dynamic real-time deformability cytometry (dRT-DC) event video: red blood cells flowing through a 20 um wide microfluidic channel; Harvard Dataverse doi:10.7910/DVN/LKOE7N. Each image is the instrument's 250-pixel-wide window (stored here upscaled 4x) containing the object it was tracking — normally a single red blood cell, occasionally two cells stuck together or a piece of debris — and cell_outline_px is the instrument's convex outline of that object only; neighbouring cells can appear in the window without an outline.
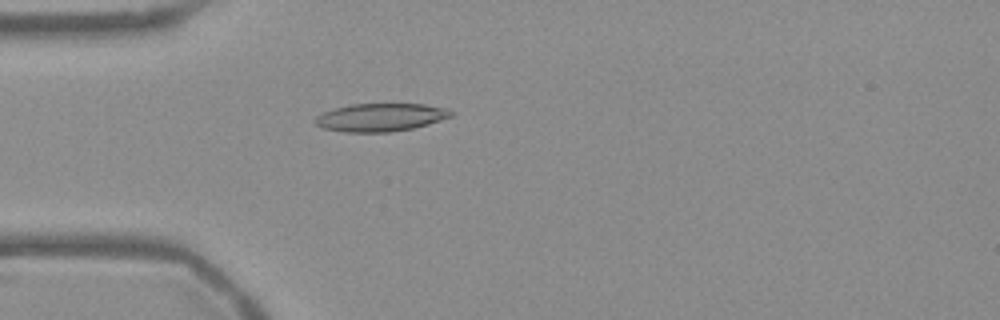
{"species": "Egyptian fruit bat (a non-hibernating species)", "species_latin": "Rousettus aegyptiacus", "temperature_condition": "warm", "stored_images_in_passage": 53, "camera_frame_rate_fps": 3000, "um_per_image_px": 0.085, "frame": {"image": 1, "passage_image": 15, "time_ms": 4.667, "image_size_px": [1000, 320], "cell_outline_px": [[452, 116], [428, 124], [412, 128], [392, 132], [344, 132], [320, 128], [312, 120], [316, 116], [324, 112], [336, 108], [352, 104], [424, 104], [448, 108], [452, 112]], "centroid_in_image_um": [32.32, 9.98], "position_along_channel_um": 52.7, "area_um2": 22.2}}
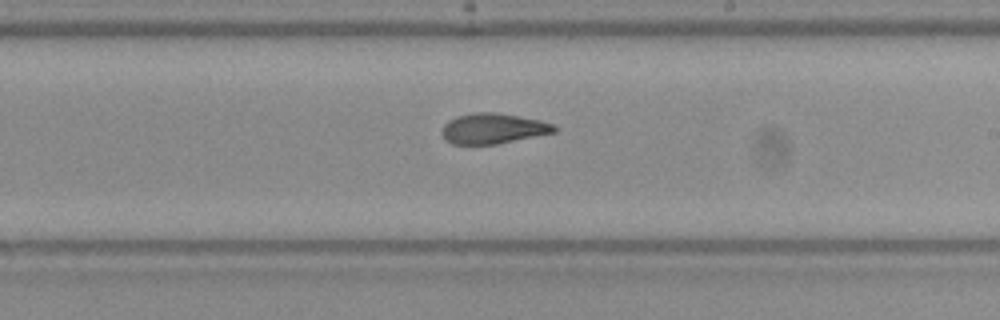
{"frame": {"image": 2, "passage_image": 31, "time_ms": 10.0, "image_size_px": [1000, 320], "cell_outline_px": [[560, 128], [556, 132], [496, 144], [452, 144], [444, 140], [440, 132], [444, 124], [448, 120], [456, 116], [476, 112], [492, 112], [540, 120], [552, 124]], "centroid_in_image_um": [41.88, 10.93], "position_along_channel_um": 247.1, "area_um2": 19.94}}
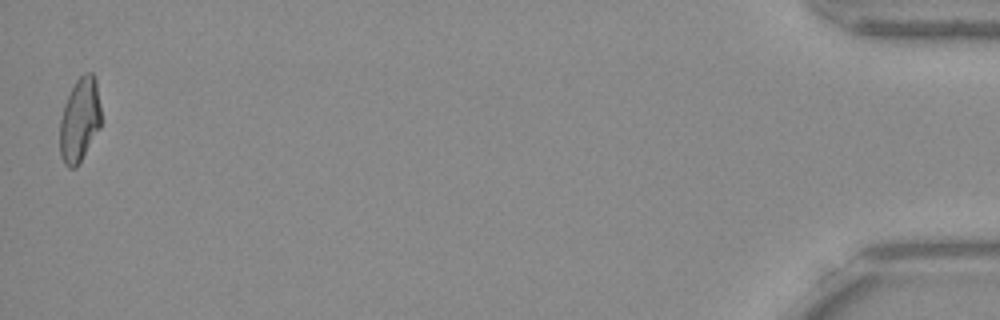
{"frame": {"image": 3, "passage_image": 53, "time_ms": 17.333, "image_size_px": [1000, 320], "cell_outline_px": [[100, 128], [76, 168], [68, 168], [64, 164], [60, 156], [60, 120], [64, 104], [76, 80], [84, 72], [92, 72], [96, 80], [100, 104]], "centroid_in_image_um": [6.77, 10.2], "position_along_channel_um": 428.4, "area_um2": 20.17}, "authors_computed_cell_mechanics": {"area_um2": 20.7502, "velocity_mm_per_s": 3.7778, "shape_relaxation_time_tau1_ms": 5.561, "shape_relaxation_time_tau2_ms": 2.3676, "deformation_change_tau1": 0.2066, "deformation_change_tau2": 0.1062}}